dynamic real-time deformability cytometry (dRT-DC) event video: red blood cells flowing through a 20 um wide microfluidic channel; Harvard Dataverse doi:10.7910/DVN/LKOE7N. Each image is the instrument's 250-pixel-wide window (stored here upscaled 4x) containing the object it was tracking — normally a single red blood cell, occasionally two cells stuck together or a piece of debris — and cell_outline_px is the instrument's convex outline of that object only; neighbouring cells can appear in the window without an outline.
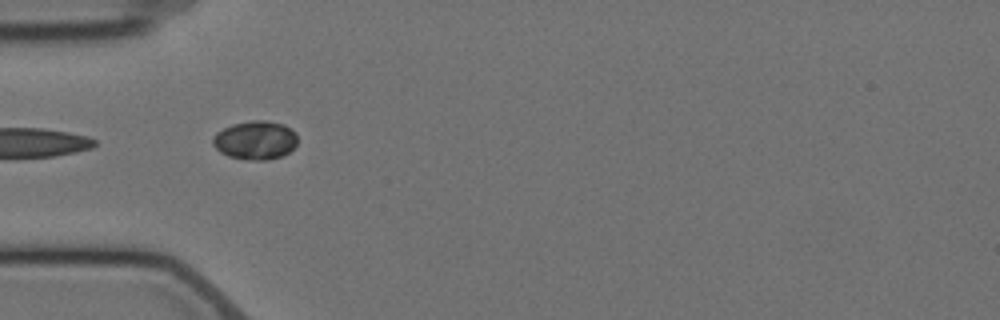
{"species": "Egyptian fruit bat (a non-hibernating species)", "species_latin": "Rousettus aegyptiacus", "temperature_condition": "cold", "stored_images_in_passage": 15, "camera_frame_rate_fps": 3000, "um_per_image_px": 0.085, "animal": {"sex": "female"}, "frame": {"image": 1, "passage_image": 5, "time_ms": 5.667, "image_size_px": [1000, 320], "cell_outline_px": [[296, 144], [288, 152], [280, 156], [268, 160], [248, 160], [228, 156], [220, 152], [212, 144], [212, 136], [216, 132], [232, 124], [252, 120], [264, 120], [284, 124], [296, 132]], "centroid_in_image_um": [21.67, 11.91], "position_along_channel_um": 63.3, "area_um2": 19.13}}
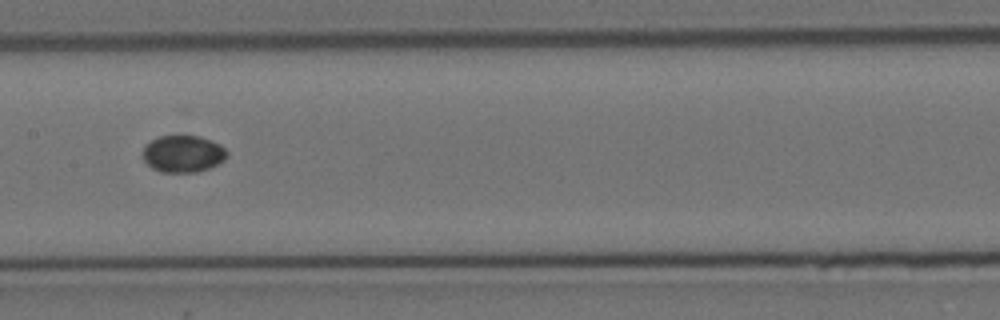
{"frame": {"image": 2, "passage_image": 8, "time_ms": 9.333, "image_size_px": [1000, 320], "cell_outline_px": [[228, 156], [220, 164], [196, 172], [160, 172], [152, 168], [140, 156], [144, 144], [160, 136], [176, 132], [180, 132], [200, 136], [212, 140], [220, 144], [228, 152]], "centroid_in_image_um": [15.54, 13.02], "position_along_channel_um": 191.9, "area_um2": 19.07}}
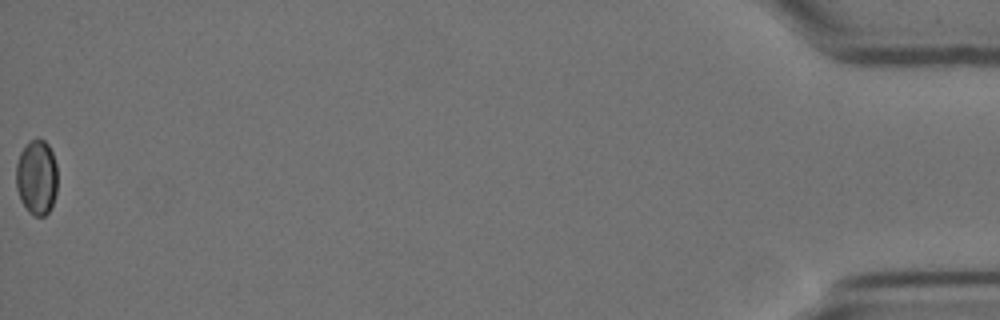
{"frame": {"image": 3, "passage_image": 15, "time_ms": 19.0, "image_size_px": [1000, 320], "cell_outline_px": [[56, 192], [52, 204], [48, 212], [44, 216], [36, 216], [28, 212], [20, 200], [16, 188], [16, 164], [20, 152], [36, 136], [44, 140], [48, 144], [52, 152], [56, 164]], "centroid_in_image_um": [3.1, 15.06], "position_along_channel_um": 432.1, "area_um2": 18.15}}